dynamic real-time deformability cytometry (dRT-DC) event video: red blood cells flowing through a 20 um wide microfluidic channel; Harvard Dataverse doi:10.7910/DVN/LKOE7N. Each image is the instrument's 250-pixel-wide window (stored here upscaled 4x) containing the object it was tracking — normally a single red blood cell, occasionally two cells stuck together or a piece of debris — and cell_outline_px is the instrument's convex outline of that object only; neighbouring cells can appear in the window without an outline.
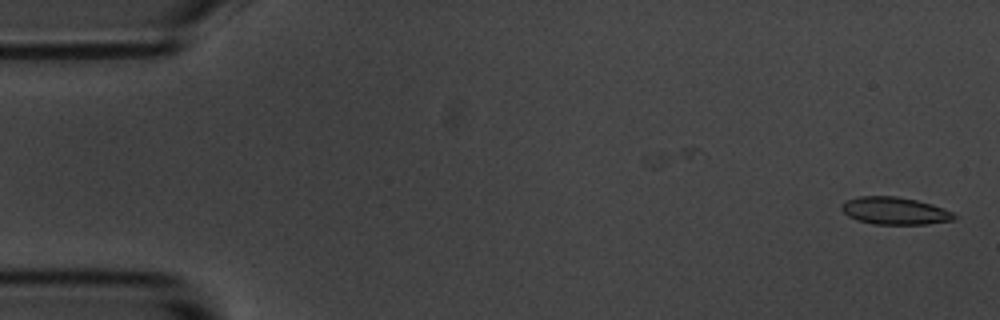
{"species": "common noctule bat (a hibernating species)", "species_latin": "Nyctalus noctula", "temperature_condition": "room temperature", "stored_images_in_passage": 5, "camera_frame_rate_fps": 3000, "um_per_image_px": 0.085, "animal": {"sex": "male", "body_mass_g": 20.1, "forearm_length_mm": 53.5}, "frame": {"image": 1, "passage_image": 1, "time_ms": 0.0, "image_size_px": [1000, 320], "cell_outline_px": [[960, 216], [956, 220], [928, 224], [872, 224], [856, 220], [848, 216], [840, 208], [840, 204], [848, 200], [860, 196], [896, 196], [916, 200], [932, 204], [944, 208]], "centroid_in_image_um": [76.09, 17.93], "position_along_channel_um": 8.9, "area_um2": 18.21}}
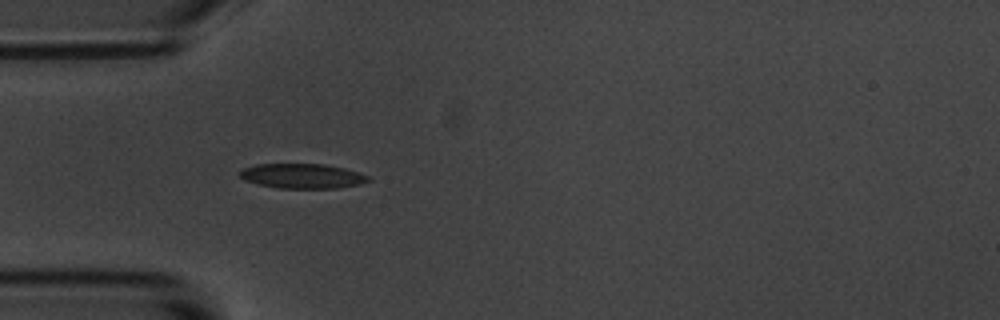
{"frame": {"image": 2, "passage_image": 5, "time_ms": 5.0, "image_size_px": [1000, 320], "cell_outline_px": [[372, 180], [360, 184], [336, 188], [280, 188], [256, 184], [244, 180], [240, 176], [240, 172], [244, 168], [256, 164], [324, 164], [344, 168], [368, 176]], "centroid_in_image_um": [25.68, 14.96], "position_along_channel_um": 59.3, "area_um2": 18.44}}